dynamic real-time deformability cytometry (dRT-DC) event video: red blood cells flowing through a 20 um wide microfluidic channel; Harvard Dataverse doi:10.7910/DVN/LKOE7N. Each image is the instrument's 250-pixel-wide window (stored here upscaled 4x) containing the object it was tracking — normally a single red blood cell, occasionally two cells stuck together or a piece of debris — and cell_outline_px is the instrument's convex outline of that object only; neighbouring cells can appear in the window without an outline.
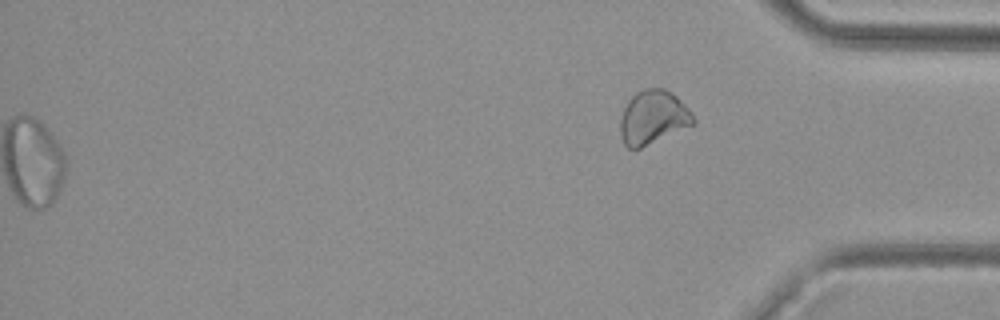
{"species": "common noctule bat (a hibernating species)", "species_latin": "Nyctalus noctula", "temperature_condition": "cold", "stored_images_in_passage": 49, "segment_of_instrument_passage": [2, 2], "camera_frame_rate_fps": 3000, "um_per_image_px": 0.085, "animal": {"sex": "female", "body_mass_g": 29.2, "forearm_length_mm": 56.3}, "frame": {"image": 1, "passage_image": 49, "time_ms": 16.0, "image_size_px": [1000, 320], "cell_outline_px": [[696, 124], [640, 148], [628, 148], [624, 144], [620, 132], [620, 120], [624, 108], [628, 100], [636, 92], [644, 88], [664, 88], [672, 92], [688, 108], [696, 120]], "centroid_in_image_um": [55.52, 9.97], "position_along_channel_um": 379.7, "area_um2": 22.95}}